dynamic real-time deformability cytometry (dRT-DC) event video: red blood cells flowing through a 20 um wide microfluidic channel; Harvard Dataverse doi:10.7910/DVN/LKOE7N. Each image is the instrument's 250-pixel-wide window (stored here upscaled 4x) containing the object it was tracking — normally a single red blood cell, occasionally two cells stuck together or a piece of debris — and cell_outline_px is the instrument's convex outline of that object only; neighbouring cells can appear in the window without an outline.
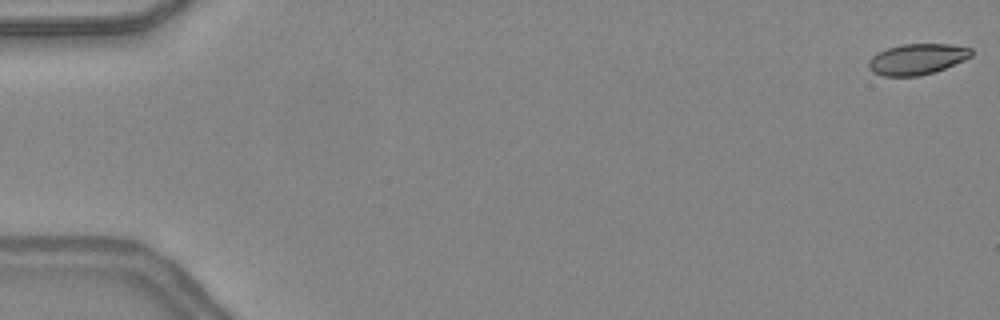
{"species": "common noctule bat (a hibernating species)", "species_latin": "Nyctalus noctula", "temperature_condition": "warm", "stored_images_in_passage": 15, "camera_frame_rate_fps": 3000, "um_per_image_px": 0.085, "animal": {"sex": "female", "body_mass_g": 24.6, "forearm_length_mm": 56.2}, "frame": {"image": 1, "passage_image": 1, "time_ms": 0.0, "image_size_px": [1000, 320], "cell_outline_px": [[972, 56], [964, 60], [936, 72], [920, 76], [884, 76], [872, 72], [868, 68], [868, 60], [872, 56], [888, 48], [900, 44], [948, 44], [972, 48]], "centroid_in_image_um": [77.95, 5.03], "position_along_channel_um": 7.0, "area_um2": 18.55}}
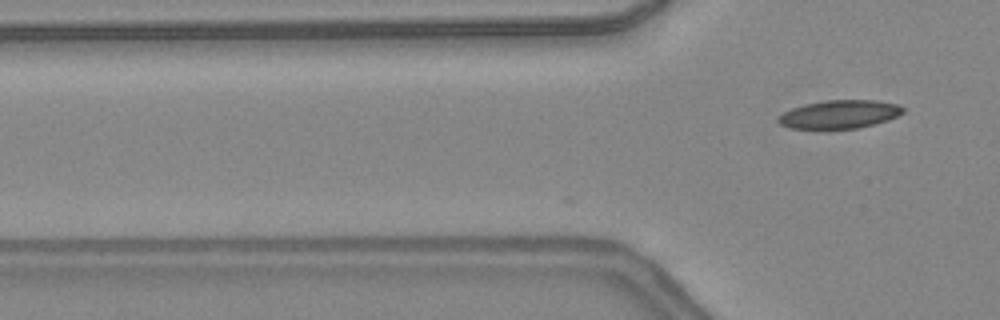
{"frame": {"image": 2, "passage_image": 15, "time_ms": 4.667, "image_size_px": [1000, 320], "cell_outline_px": [[904, 112], [888, 120], [860, 128], [788, 128], [780, 124], [776, 120], [784, 112], [792, 108], [804, 104], [824, 100], [876, 100], [896, 104], [904, 108]], "centroid_in_image_um": [71.35, 9.71], "position_along_channel_um": 54.4, "area_um2": 20.46}}